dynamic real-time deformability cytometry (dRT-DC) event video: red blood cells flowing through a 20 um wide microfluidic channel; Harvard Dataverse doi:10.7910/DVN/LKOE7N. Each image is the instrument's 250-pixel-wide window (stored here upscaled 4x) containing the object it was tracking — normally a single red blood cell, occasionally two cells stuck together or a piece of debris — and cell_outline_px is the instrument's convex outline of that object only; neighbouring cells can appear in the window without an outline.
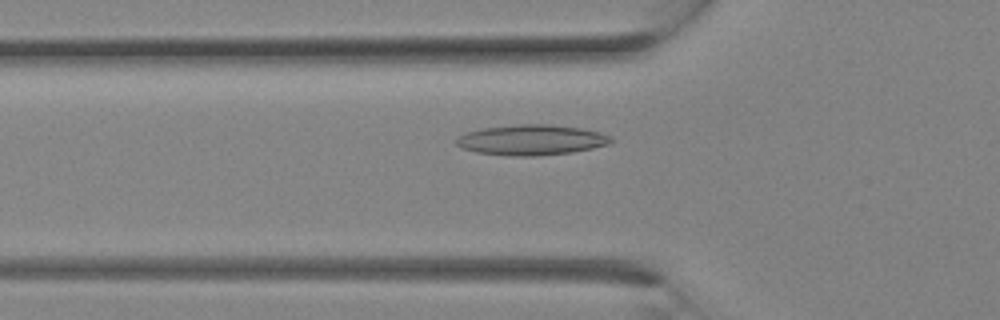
{"species": "Egyptian fruit bat (a non-hibernating species)", "species_latin": "Rousettus aegyptiacus", "temperature_condition": "room temperature", "stored_images_in_passage": 8, "camera_frame_rate_fps": 3000, "um_per_image_px": 0.085, "animal": {"sex": "female"}, "frame": {"image": 1, "passage_image": 2, "time_ms": 0.333, "image_size_px": [1000, 320], "cell_outline_px": [[612, 140], [608, 144], [592, 148], [572, 152], [536, 156], [512, 156], [476, 152], [460, 148], [456, 144], [456, 140], [460, 136], [468, 132], [484, 128], [516, 124], [552, 124], [580, 128], [600, 132], [612, 136]], "centroid_in_image_um": [45.18, 11.89], "position_along_channel_um": 80.6, "area_um2": 27.34}}
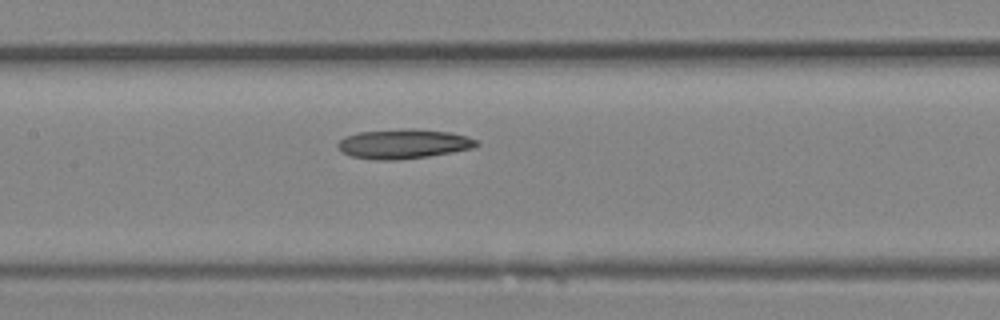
{"frame": {"image": 2, "passage_image": 6, "time_ms": 1.667, "image_size_px": [1000, 320], "cell_outline_px": [[480, 144], [472, 148], [452, 152], [428, 156], [400, 160], [372, 160], [352, 156], [340, 152], [336, 144], [344, 136], [356, 132], [408, 128], [412, 128], [448, 132], [468, 136], [476, 140]], "centroid_in_image_um": [34.25, 12.23], "position_along_channel_um": 173.2, "area_um2": 24.1}}
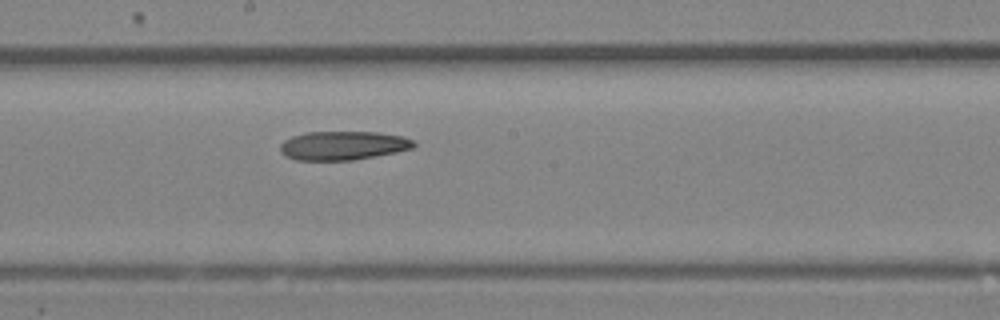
{"frame": {"image": 3, "passage_image": 8, "time_ms": 2.333, "image_size_px": [1000, 320], "cell_outline_px": [[416, 144], [412, 148], [396, 152], [352, 160], [296, 160], [284, 156], [280, 152], [280, 144], [284, 140], [292, 136], [304, 132], [376, 132], [404, 136], [412, 140]], "centroid_in_image_um": [29.12, 12.37], "position_along_channel_um": 219.1, "area_um2": 22.48}}